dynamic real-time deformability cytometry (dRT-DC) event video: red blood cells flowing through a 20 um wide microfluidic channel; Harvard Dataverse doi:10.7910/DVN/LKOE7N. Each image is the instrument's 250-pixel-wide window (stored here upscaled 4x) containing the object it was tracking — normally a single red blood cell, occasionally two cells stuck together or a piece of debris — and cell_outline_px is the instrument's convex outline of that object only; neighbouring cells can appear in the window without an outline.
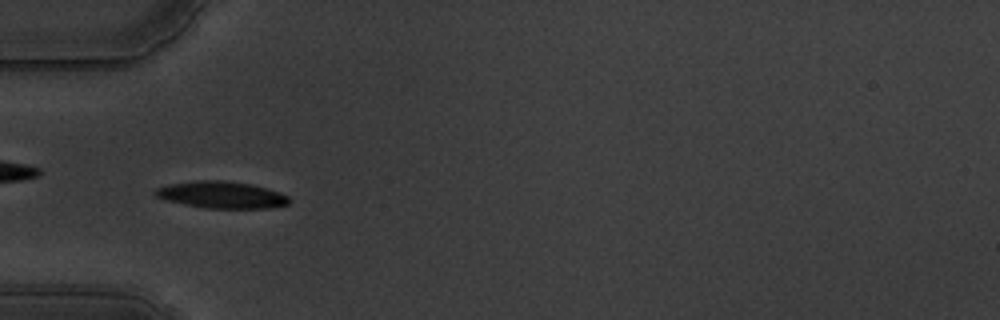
{"species": "common noctule bat (a hibernating species)", "species_latin": "Nyctalus noctula", "temperature_condition": "warm", "stored_images_in_passage": 43, "camera_frame_rate_fps": 3000, "um_per_image_px": 0.085, "animal": {"sex": "male", "body_mass_g": 19.5, "forearm_length_mm": 54.6}, "frame": {"image": 1, "passage_image": 4, "time_ms": 1.0, "image_size_px": [1000, 320], "cell_outline_px": [[288, 204], [268, 208], [204, 208], [184, 204], [168, 200], [156, 196], [152, 192], [156, 188], [168, 184], [196, 180], [224, 180], [248, 184], [280, 192], [288, 196]], "centroid_in_image_um": [18.79, 16.55], "position_along_channel_um": 66.2, "area_um2": 20.75}}
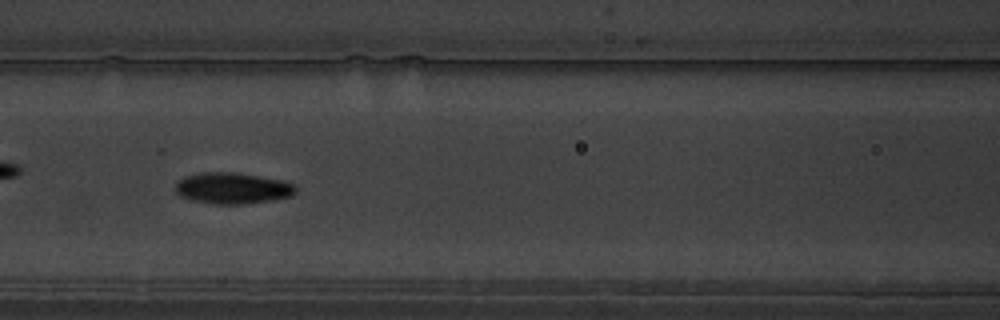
{"frame": {"image": 2, "passage_image": 11, "time_ms": 3.333, "image_size_px": [1000, 320], "cell_outline_px": [[296, 192], [292, 196], [272, 200], [240, 204], [212, 204], [192, 200], [180, 196], [176, 192], [176, 184], [184, 176], [200, 172], [236, 172], [280, 180], [292, 184], [296, 188]], "centroid_in_image_um": [19.74, 15.99], "position_along_channel_um": 146.9, "area_um2": 21.79}}
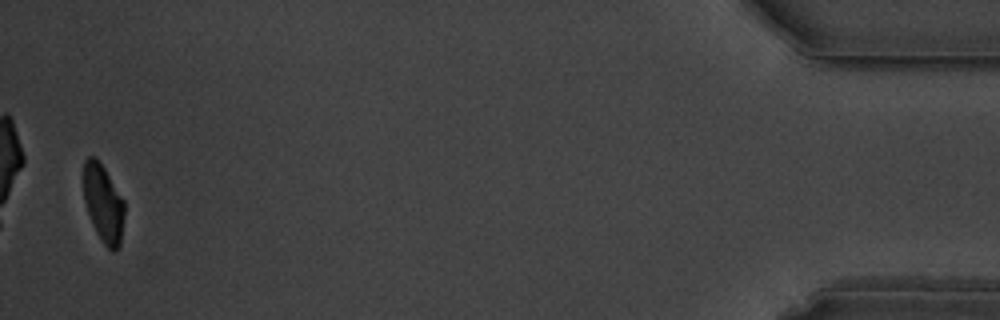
{"frame": {"image": 3, "passage_image": 42, "time_ms": 13.667, "image_size_px": [1000, 320], "cell_outline_px": [[124, 216], [120, 244], [116, 252], [112, 252], [100, 240], [92, 224], [84, 200], [84, 160], [88, 156], [92, 156], [104, 168], [124, 200]], "centroid_in_image_um": [8.79, 17.34], "position_along_channel_um": 426.4, "area_um2": 18.38}, "authors_computed_cell_mechanics": {"area_um2": 20.7502, "velocity_mm_per_s": 3.509, "shape_relaxation_time_tau1_ms": 3.0873, "shape_relaxation_time_tau2_ms": 2.1434, "deformation_change_tau1": 0.144, "deformation_change_tau2": 0.0532}}